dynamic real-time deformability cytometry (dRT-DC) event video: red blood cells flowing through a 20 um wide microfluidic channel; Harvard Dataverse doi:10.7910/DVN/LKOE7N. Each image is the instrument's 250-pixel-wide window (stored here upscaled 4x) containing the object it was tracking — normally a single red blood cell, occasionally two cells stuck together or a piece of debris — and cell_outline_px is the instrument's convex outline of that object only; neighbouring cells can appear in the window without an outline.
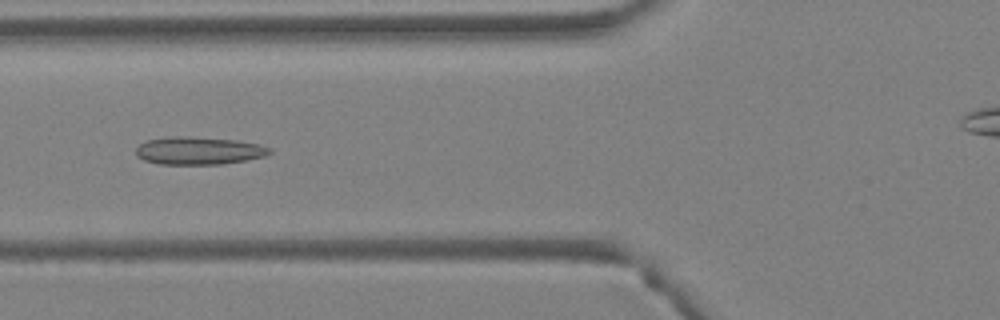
{"species": "Egyptian fruit bat (a non-hibernating species)", "species_latin": "Rousettus aegyptiacus", "temperature_condition": "warm", "stored_images_in_passage": 5, "camera_frame_rate_fps": 3000, "um_per_image_px": 0.085, "animal": {"sex": "female"}, "frame": {"image": 1, "passage_image": 5, "time_ms": 1.333, "image_size_px": [1000, 320], "cell_outline_px": [[272, 152], [264, 156], [244, 160], [220, 164], [160, 164], [144, 160], [136, 156], [136, 148], [140, 144], [148, 140], [172, 136], [188, 136], [236, 140], [260, 144], [272, 148]], "centroid_in_image_um": [16.89, 12.8], "position_along_channel_um": 108.9, "area_um2": 21.56}}